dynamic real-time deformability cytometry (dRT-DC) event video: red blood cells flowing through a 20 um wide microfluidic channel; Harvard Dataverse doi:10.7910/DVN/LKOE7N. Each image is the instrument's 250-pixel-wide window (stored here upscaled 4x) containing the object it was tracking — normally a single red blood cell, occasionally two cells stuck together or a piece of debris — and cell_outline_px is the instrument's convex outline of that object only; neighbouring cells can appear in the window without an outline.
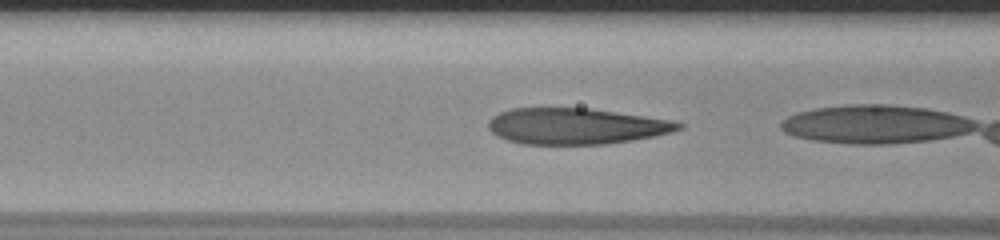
{"species": "human", "species_latin": "Homo sapiens", "temperature_condition": "room temperature", "stored_images_in_passage": 4, "camera_frame_rate_fps": 3000, "um_per_image_px": 0.085, "donor": {"sex": "male"}, "frame": {"image": 1, "passage_image": 3, "time_ms": 0.667, "image_size_px": [1000, 240], "cell_outline_px": [[684, 128], [672, 132], [632, 140], [604, 144], [524, 144], [508, 140], [496, 136], [488, 128], [488, 120], [492, 116], [500, 112], [512, 108], [592, 108], [672, 120], [684, 124]], "centroid_in_image_um": [48.95, 10.71], "position_along_channel_um": 117.6, "area_um2": 40.11}}